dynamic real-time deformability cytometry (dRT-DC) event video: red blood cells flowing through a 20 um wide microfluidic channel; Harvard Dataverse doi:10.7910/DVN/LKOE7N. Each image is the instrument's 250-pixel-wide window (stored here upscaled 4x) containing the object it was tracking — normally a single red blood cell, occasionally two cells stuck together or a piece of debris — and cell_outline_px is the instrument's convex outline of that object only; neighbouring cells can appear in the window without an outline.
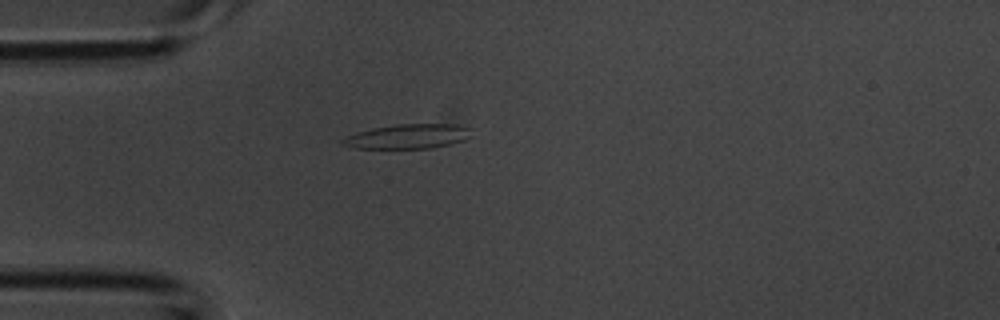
{"species": "common noctule bat (a hibernating species)", "species_latin": "Nyctalus noctula", "temperature_condition": "room temperature", "stored_images_in_passage": 33, "camera_frame_rate_fps": 3000, "um_per_image_px": 0.085, "animal": {"sex": "male", "body_mass_g": 20.1, "forearm_length_mm": 53.5}, "frame": {"image": 1, "passage_image": 2, "time_ms": 0.333, "image_size_px": [1000, 320], "cell_outline_px": [[472, 136], [464, 140], [432, 148], [356, 148], [340, 144], [340, 140], [356, 132], [372, 128], [396, 124], [456, 124], [472, 128]], "centroid_in_image_um": [34.7, 11.58], "position_along_channel_um": 50.3, "area_um2": 18.5}}
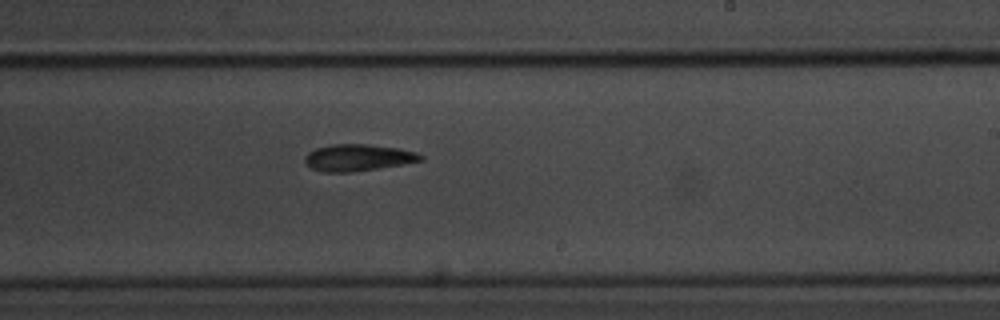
{"frame": {"image": 2, "passage_image": 16, "time_ms": 5.0, "image_size_px": [1000, 320], "cell_outline_px": [[424, 160], [352, 172], [320, 172], [312, 168], [304, 160], [304, 156], [308, 152], [316, 148], [332, 144], [368, 144], [400, 148], [416, 152], [424, 156]], "centroid_in_image_um": [30.42, 13.39], "position_along_channel_um": 258.6, "area_um2": 17.98}}
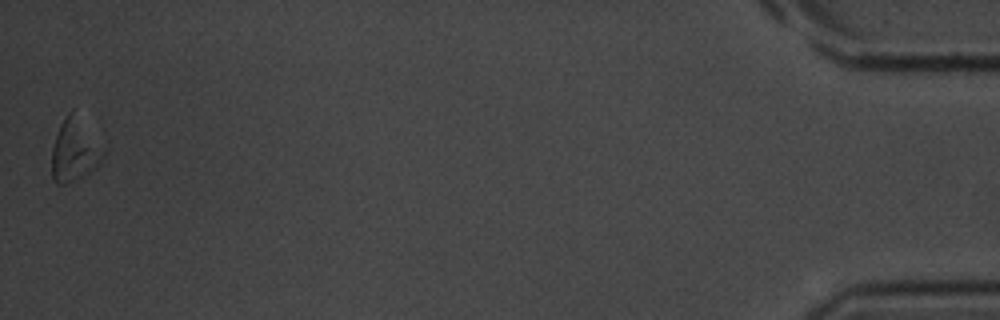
{"frame": {"image": 3, "passage_image": 33, "time_ms": 10.667, "image_size_px": [1000, 320], "cell_outline_px": [[104, 156], [96, 168], [64, 184], [56, 184], [52, 176], [52, 148], [60, 124], [68, 112], [72, 108], [104, 152]], "centroid_in_image_um": [6.29, 12.78], "position_along_channel_um": 428.9, "area_um2": 17.98}}